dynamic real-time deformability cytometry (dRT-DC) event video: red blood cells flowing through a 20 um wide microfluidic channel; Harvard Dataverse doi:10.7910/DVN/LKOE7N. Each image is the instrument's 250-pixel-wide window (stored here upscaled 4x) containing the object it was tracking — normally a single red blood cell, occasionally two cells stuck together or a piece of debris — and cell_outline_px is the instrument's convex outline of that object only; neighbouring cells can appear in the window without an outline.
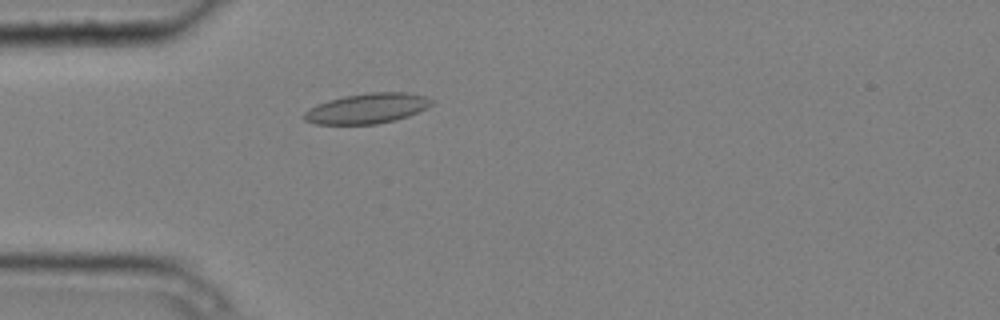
{"species": "common noctule bat (a hibernating species)", "species_latin": "Nyctalus noctula", "temperature_condition": "cold", "stored_images_in_passage": 3, "camera_frame_rate_fps": 3000, "um_per_image_px": 0.085, "animal": {"sex": "male", "body_mass_g": 20.4}, "frame": {"image": 1, "passage_image": 3, "time_ms": 0.667, "image_size_px": [1000, 320], "cell_outline_px": [[436, 100], [432, 104], [408, 116], [396, 120], [376, 124], [316, 124], [304, 120], [300, 116], [308, 108], [316, 104], [328, 100], [344, 96], [368, 92], [404, 92], [424, 96]], "centroid_in_image_um": [31.15, 9.21], "position_along_channel_um": 53.8, "area_um2": 22.54}}